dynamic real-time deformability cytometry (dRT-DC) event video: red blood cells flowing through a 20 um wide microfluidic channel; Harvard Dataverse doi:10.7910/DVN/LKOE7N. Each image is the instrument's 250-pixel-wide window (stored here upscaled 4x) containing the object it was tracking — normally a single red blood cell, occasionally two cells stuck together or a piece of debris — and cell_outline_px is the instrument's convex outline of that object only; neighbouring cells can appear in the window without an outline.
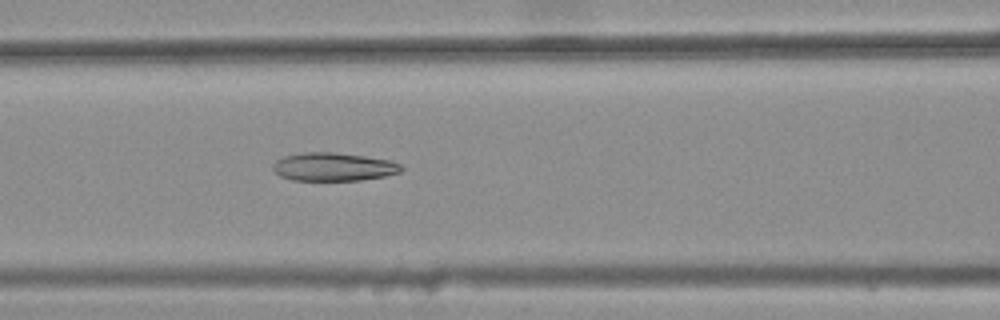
{"species": "common noctule bat (a hibernating species)", "species_latin": "Nyctalus noctula", "temperature_condition": "warm", "stored_images_in_passage": 36, "camera_frame_rate_fps": 3000, "um_per_image_px": 0.085, "animal": {"sex": "female", "body_mass_g": 25.1}, "frame": {"image": 1, "passage_image": 13, "time_ms": 4.0, "image_size_px": [1000, 320], "cell_outline_px": [[404, 168], [400, 172], [384, 176], [360, 180], [292, 180], [280, 176], [272, 168], [272, 164], [276, 160], [284, 156], [304, 152], [332, 152], [364, 156], [392, 160], [400, 164]], "centroid_in_image_um": [28.34, 14.17], "position_along_channel_um": 138.3, "area_um2": 21.15}}
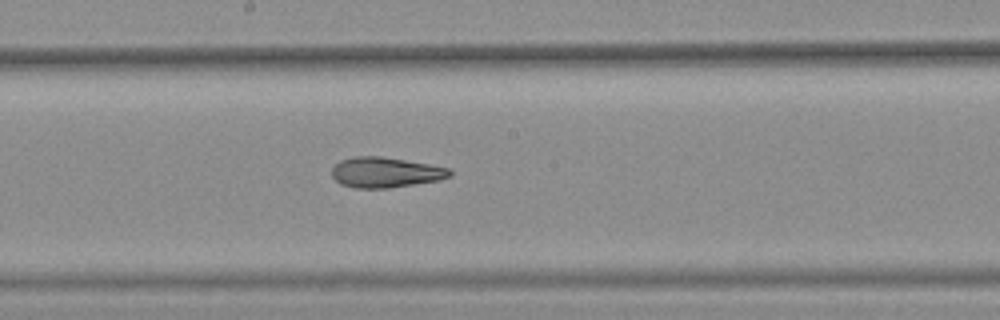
{"frame": {"image": 2, "passage_image": 19, "time_ms": 6.0, "image_size_px": [1000, 320], "cell_outline_px": [[452, 176], [440, 180], [388, 188], [356, 188], [340, 184], [332, 176], [332, 168], [340, 160], [352, 156], [380, 156], [428, 164], [448, 168], [452, 172]], "centroid_in_image_um": [32.75, 14.65], "position_along_channel_um": 215.5, "area_um2": 20.81}}
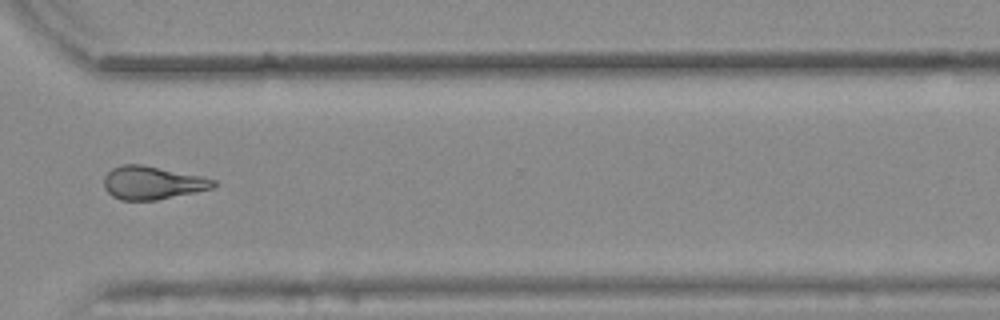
{"frame": {"image": 3, "passage_image": 30, "time_ms": 9.667, "image_size_px": [1000, 320], "cell_outline_px": [[216, 184], [212, 188], [196, 192], [156, 200], [120, 200], [112, 196], [104, 188], [104, 176], [112, 168], [120, 164], [140, 164], [204, 176], [216, 180]], "centroid_in_image_um": [12.94, 15.53], "position_along_channel_um": 357.7, "area_um2": 21.27}, "authors_computed_cell_mechanics": {"area_um2": 21.1837, "velocity_mm_per_s": 3.8689, "shape_relaxation_time_tau1_ms": null, "shape_relaxation_time_tau2_ms": 3.1601, "deformation_change_tau1": null, "deformation_change_tau2": 0.1221}}